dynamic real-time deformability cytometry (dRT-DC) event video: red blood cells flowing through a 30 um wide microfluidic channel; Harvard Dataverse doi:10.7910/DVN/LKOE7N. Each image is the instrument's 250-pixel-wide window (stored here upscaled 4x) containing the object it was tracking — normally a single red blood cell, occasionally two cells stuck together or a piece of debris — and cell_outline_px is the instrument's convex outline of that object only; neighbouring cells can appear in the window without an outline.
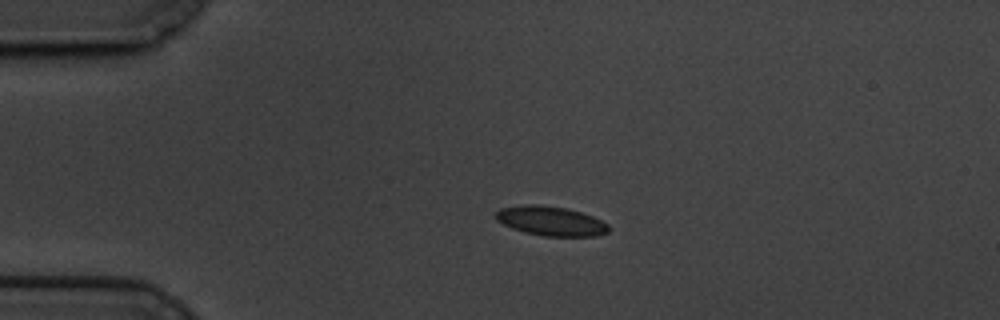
{"species": "common noctule bat (a hibernating species)", "species_latin": "Nyctalus noctula", "temperature_condition": "cold", "stored_images_in_passage": 47, "camera_frame_rate_fps": 3000, "um_per_image_px": 0.085, "animal": {"sex": "male", "body_mass_g": 19.5, "forearm_length_mm": 54.6}, "frame": {"image": 1, "passage_image": 1, "time_ms": 0.0, "image_size_px": [1000, 320], "cell_outline_px": [[612, 228], [608, 232], [596, 236], [544, 236], [524, 232], [512, 228], [496, 220], [496, 212], [500, 208], [524, 204], [536, 204], [564, 208], [580, 212], [592, 216], [608, 224]], "centroid_in_image_um": [46.83, 18.79], "position_along_channel_um": 38.2, "area_um2": 19.31}}
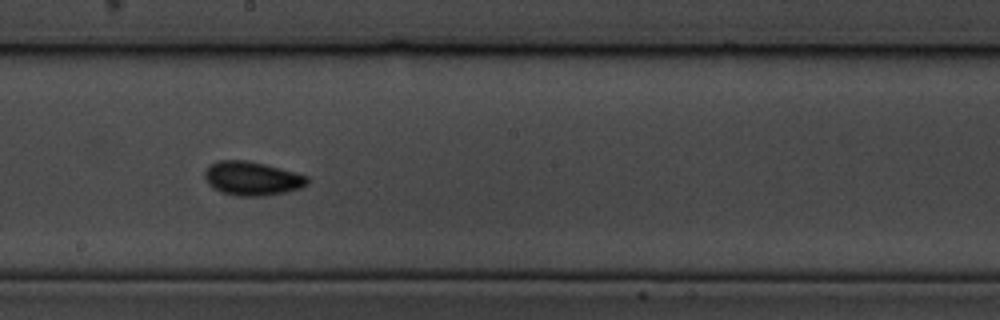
{"frame": {"image": 2, "passage_image": 21, "time_ms": 6.667, "image_size_px": [1000, 320], "cell_outline_px": [[308, 184], [300, 188], [288, 192], [264, 196], [236, 196], [220, 192], [212, 188], [208, 184], [204, 176], [204, 172], [212, 164], [220, 160], [248, 160], [296, 172], [308, 176]], "centroid_in_image_um": [21.44, 15.18], "position_along_channel_um": 226.8, "area_um2": 20.4}}
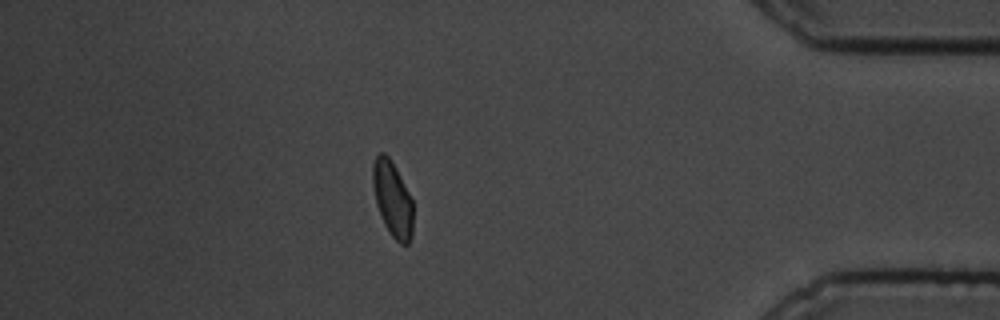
{"frame": {"image": 3, "passage_image": 40, "time_ms": 13.0, "image_size_px": [1000, 320], "cell_outline_px": [[412, 236], [408, 244], [400, 244], [392, 236], [384, 224], [376, 204], [372, 184], [372, 164], [376, 156], [380, 152], [384, 152], [388, 156], [396, 168], [412, 200]], "centroid_in_image_um": [33.34, 16.9], "position_along_channel_um": 401.9, "area_um2": 17.63}, "authors_computed_cell_mechanics": {"area_um2": 18.4382, "velocity_mm_per_s": 3.3519, "shape_relaxation_time_tau1_ms": 2.7411, "shape_relaxation_time_tau2_ms": 3.7163, "deformation_change_tau1": 0.0751, "deformation_change_tau2": 0.0454}}